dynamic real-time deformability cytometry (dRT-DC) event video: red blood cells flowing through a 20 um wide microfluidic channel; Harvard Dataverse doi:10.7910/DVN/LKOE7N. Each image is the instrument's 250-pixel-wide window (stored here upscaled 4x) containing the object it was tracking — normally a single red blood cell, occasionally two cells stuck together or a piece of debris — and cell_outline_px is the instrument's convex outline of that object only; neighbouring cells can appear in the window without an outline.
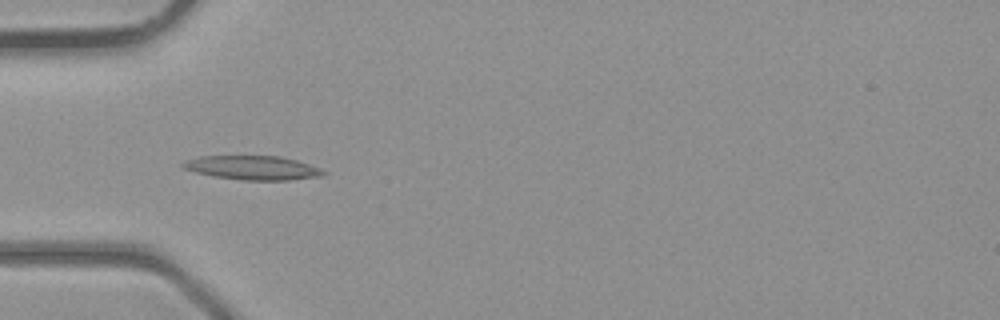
{"species": "common noctule bat (a hibernating species)", "species_latin": "Nyctalus noctula", "temperature_condition": "room temperature", "stored_images_in_passage": 5, "camera_frame_rate_fps": 3000, "um_per_image_px": 0.085, "animal": {"sex": "male", "body_mass_g": 23.1, "forearm_length_mm": 52.7}, "frame": {"image": 1, "passage_image": 5, "time_ms": 4.333, "image_size_px": [1000, 320], "cell_outline_px": [[328, 172], [320, 176], [288, 180], [240, 180], [212, 176], [196, 172], [184, 168], [180, 164], [184, 160], [200, 156], [280, 156], [296, 160], [320, 168]], "centroid_in_image_um": [21.45, 14.26], "position_along_channel_um": 63.5, "area_um2": 19.65}}